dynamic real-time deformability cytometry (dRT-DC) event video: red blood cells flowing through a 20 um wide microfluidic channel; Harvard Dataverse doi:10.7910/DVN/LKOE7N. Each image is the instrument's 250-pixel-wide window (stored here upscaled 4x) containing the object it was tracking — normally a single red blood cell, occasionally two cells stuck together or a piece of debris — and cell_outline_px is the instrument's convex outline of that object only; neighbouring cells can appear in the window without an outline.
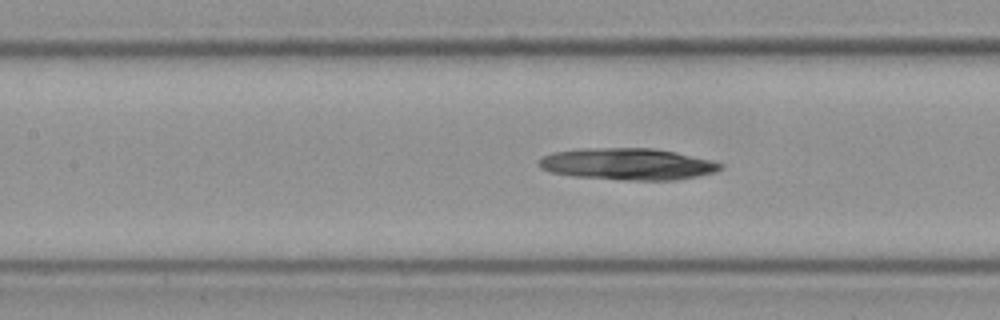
{"species": "Egyptian fruit bat (a non-hibernating species)", "species_latin": "Rousettus aegyptiacus", "temperature_condition": "cold", "stored_images_in_passage": 9, "segment_of_instrument_passage": [2, 2], "camera_frame_rate_fps": 3000, "um_per_image_px": 0.085, "frame": {"image": 1, "passage_image": 9, "time_ms": 2.667, "image_size_px": [1000, 320], "cell_outline_px": [[724, 168], [716, 172], [696, 176], [672, 180], [624, 180], [572, 176], [548, 172], [540, 168], [536, 164], [536, 160], [552, 152], [580, 148], [652, 148], [676, 152], [724, 164]], "centroid_in_image_um": [53.27, 13.94], "position_along_channel_um": 154.1, "area_um2": 33.76}}